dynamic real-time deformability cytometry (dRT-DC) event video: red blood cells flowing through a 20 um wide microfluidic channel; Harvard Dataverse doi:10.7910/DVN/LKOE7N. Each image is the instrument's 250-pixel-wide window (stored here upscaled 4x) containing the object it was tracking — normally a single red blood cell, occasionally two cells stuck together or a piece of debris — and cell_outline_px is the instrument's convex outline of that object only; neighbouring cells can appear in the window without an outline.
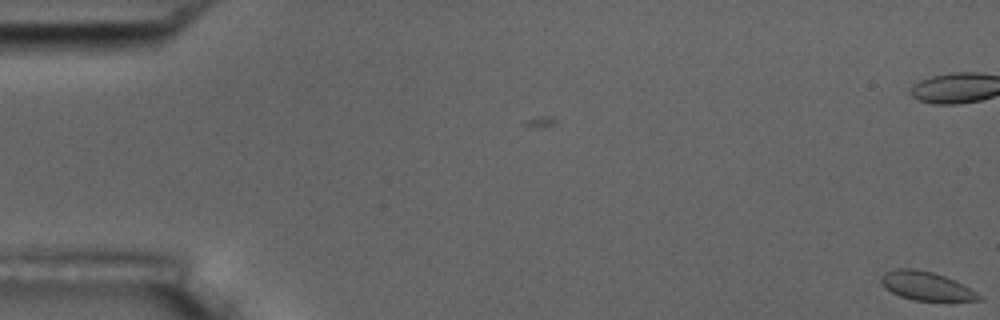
{"species": "common noctule bat (a hibernating species)", "species_latin": "Nyctalus noctula", "temperature_condition": "room temperature", "stored_images_in_passage": 5, "camera_frame_rate_fps": 3000, "um_per_image_px": 0.085, "animal": {"sex": "male", "body_mass_g": 17.5, "forearm_length_mm": 52.3}, "frame": {"image": 1, "passage_image": 5, "time_ms": 4.667, "image_size_px": [1000, 320], "cell_outline_px": [[980, 300], [912, 300], [900, 296], [892, 292], [880, 280], [880, 276], [884, 272], [896, 268], [912, 268], [932, 272], [956, 280], [976, 292], [980, 296]], "centroid_in_image_um": [78.69, 24.29], "position_along_channel_um": 6.3, "area_um2": 16.01}}